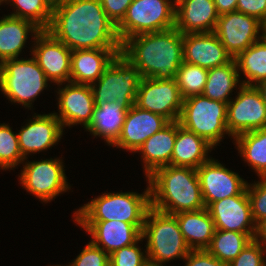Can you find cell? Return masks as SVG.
<instances>
[{
    "instance_id": "obj_1",
    "label": "cell",
    "mask_w": 266,
    "mask_h": 266,
    "mask_svg": "<svg viewBox=\"0 0 266 266\" xmlns=\"http://www.w3.org/2000/svg\"><path fill=\"white\" fill-rule=\"evenodd\" d=\"M47 31L72 51L122 48L116 25L100 0H64L54 5Z\"/></svg>"
},
{
    "instance_id": "obj_2",
    "label": "cell",
    "mask_w": 266,
    "mask_h": 266,
    "mask_svg": "<svg viewBox=\"0 0 266 266\" xmlns=\"http://www.w3.org/2000/svg\"><path fill=\"white\" fill-rule=\"evenodd\" d=\"M121 53L142 78L175 79L183 63V34L176 27L139 34L122 43Z\"/></svg>"
},
{
    "instance_id": "obj_3",
    "label": "cell",
    "mask_w": 266,
    "mask_h": 266,
    "mask_svg": "<svg viewBox=\"0 0 266 266\" xmlns=\"http://www.w3.org/2000/svg\"><path fill=\"white\" fill-rule=\"evenodd\" d=\"M151 207L168 213L197 211L205 208L195 168L164 166L147 177Z\"/></svg>"
},
{
    "instance_id": "obj_4",
    "label": "cell",
    "mask_w": 266,
    "mask_h": 266,
    "mask_svg": "<svg viewBox=\"0 0 266 266\" xmlns=\"http://www.w3.org/2000/svg\"><path fill=\"white\" fill-rule=\"evenodd\" d=\"M142 193H104L74 212L75 221H122L135 227H143L151 207L150 187Z\"/></svg>"
},
{
    "instance_id": "obj_5",
    "label": "cell",
    "mask_w": 266,
    "mask_h": 266,
    "mask_svg": "<svg viewBox=\"0 0 266 266\" xmlns=\"http://www.w3.org/2000/svg\"><path fill=\"white\" fill-rule=\"evenodd\" d=\"M142 238L149 260L164 264L170 260L185 259L191 249L187 246L174 214L150 207L143 225Z\"/></svg>"
},
{
    "instance_id": "obj_6",
    "label": "cell",
    "mask_w": 266,
    "mask_h": 266,
    "mask_svg": "<svg viewBox=\"0 0 266 266\" xmlns=\"http://www.w3.org/2000/svg\"><path fill=\"white\" fill-rule=\"evenodd\" d=\"M49 80L36 59H8L0 64V91L12 103L31 110L36 97L48 87Z\"/></svg>"
},
{
    "instance_id": "obj_7",
    "label": "cell",
    "mask_w": 266,
    "mask_h": 266,
    "mask_svg": "<svg viewBox=\"0 0 266 266\" xmlns=\"http://www.w3.org/2000/svg\"><path fill=\"white\" fill-rule=\"evenodd\" d=\"M227 105L202 94L188 97L183 100L178 122L214 147L225 134L231 136L227 130Z\"/></svg>"
},
{
    "instance_id": "obj_8",
    "label": "cell",
    "mask_w": 266,
    "mask_h": 266,
    "mask_svg": "<svg viewBox=\"0 0 266 266\" xmlns=\"http://www.w3.org/2000/svg\"><path fill=\"white\" fill-rule=\"evenodd\" d=\"M141 78L137 67L122 53L116 55L103 75L91 84L95 106L116 102L129 110L135 104Z\"/></svg>"
},
{
    "instance_id": "obj_9",
    "label": "cell",
    "mask_w": 266,
    "mask_h": 266,
    "mask_svg": "<svg viewBox=\"0 0 266 266\" xmlns=\"http://www.w3.org/2000/svg\"><path fill=\"white\" fill-rule=\"evenodd\" d=\"M175 27V0H133L116 26L121 43L133 36Z\"/></svg>"
},
{
    "instance_id": "obj_10",
    "label": "cell",
    "mask_w": 266,
    "mask_h": 266,
    "mask_svg": "<svg viewBox=\"0 0 266 266\" xmlns=\"http://www.w3.org/2000/svg\"><path fill=\"white\" fill-rule=\"evenodd\" d=\"M20 174L22 187L44 203L52 201L60 193L70 189L63 161L60 158L30 162L28 160L23 165Z\"/></svg>"
},
{
    "instance_id": "obj_11",
    "label": "cell",
    "mask_w": 266,
    "mask_h": 266,
    "mask_svg": "<svg viewBox=\"0 0 266 266\" xmlns=\"http://www.w3.org/2000/svg\"><path fill=\"white\" fill-rule=\"evenodd\" d=\"M227 105V130L231 137L266 128V104L256 86L239 85Z\"/></svg>"
},
{
    "instance_id": "obj_12",
    "label": "cell",
    "mask_w": 266,
    "mask_h": 266,
    "mask_svg": "<svg viewBox=\"0 0 266 266\" xmlns=\"http://www.w3.org/2000/svg\"><path fill=\"white\" fill-rule=\"evenodd\" d=\"M183 100L175 79L141 78L135 105L169 121H178Z\"/></svg>"
},
{
    "instance_id": "obj_13",
    "label": "cell",
    "mask_w": 266,
    "mask_h": 266,
    "mask_svg": "<svg viewBox=\"0 0 266 266\" xmlns=\"http://www.w3.org/2000/svg\"><path fill=\"white\" fill-rule=\"evenodd\" d=\"M260 32L262 22L238 11L220 15L214 31L232 58L260 40Z\"/></svg>"
},
{
    "instance_id": "obj_14",
    "label": "cell",
    "mask_w": 266,
    "mask_h": 266,
    "mask_svg": "<svg viewBox=\"0 0 266 266\" xmlns=\"http://www.w3.org/2000/svg\"><path fill=\"white\" fill-rule=\"evenodd\" d=\"M33 40L31 56L36 59L47 79L59 87L70 82L72 50L47 30H42Z\"/></svg>"
},
{
    "instance_id": "obj_15",
    "label": "cell",
    "mask_w": 266,
    "mask_h": 266,
    "mask_svg": "<svg viewBox=\"0 0 266 266\" xmlns=\"http://www.w3.org/2000/svg\"><path fill=\"white\" fill-rule=\"evenodd\" d=\"M205 207L227 197L240 195L247 186V181L218 160L210 158L196 169Z\"/></svg>"
},
{
    "instance_id": "obj_16",
    "label": "cell",
    "mask_w": 266,
    "mask_h": 266,
    "mask_svg": "<svg viewBox=\"0 0 266 266\" xmlns=\"http://www.w3.org/2000/svg\"><path fill=\"white\" fill-rule=\"evenodd\" d=\"M207 209L215 229L246 233L254 239L256 224L246 189L240 195L213 202Z\"/></svg>"
},
{
    "instance_id": "obj_17",
    "label": "cell",
    "mask_w": 266,
    "mask_h": 266,
    "mask_svg": "<svg viewBox=\"0 0 266 266\" xmlns=\"http://www.w3.org/2000/svg\"><path fill=\"white\" fill-rule=\"evenodd\" d=\"M64 83L57 88L59 113L53 114L60 120L63 128L82 124L84 129L90 124L95 108L94 95L89 84Z\"/></svg>"
},
{
    "instance_id": "obj_18",
    "label": "cell",
    "mask_w": 266,
    "mask_h": 266,
    "mask_svg": "<svg viewBox=\"0 0 266 266\" xmlns=\"http://www.w3.org/2000/svg\"><path fill=\"white\" fill-rule=\"evenodd\" d=\"M63 130L60 120L53 113H35L17 133L23 158L27 160L29 154L42 152L56 145L63 136Z\"/></svg>"
},
{
    "instance_id": "obj_19",
    "label": "cell",
    "mask_w": 266,
    "mask_h": 266,
    "mask_svg": "<svg viewBox=\"0 0 266 266\" xmlns=\"http://www.w3.org/2000/svg\"><path fill=\"white\" fill-rule=\"evenodd\" d=\"M91 235V242L108 255L115 250L143 241V227L122 221H74Z\"/></svg>"
},
{
    "instance_id": "obj_20",
    "label": "cell",
    "mask_w": 266,
    "mask_h": 266,
    "mask_svg": "<svg viewBox=\"0 0 266 266\" xmlns=\"http://www.w3.org/2000/svg\"><path fill=\"white\" fill-rule=\"evenodd\" d=\"M169 122L164 116L140 109L134 104L127 110L121 134L112 147L135 153L150 136Z\"/></svg>"
},
{
    "instance_id": "obj_21",
    "label": "cell",
    "mask_w": 266,
    "mask_h": 266,
    "mask_svg": "<svg viewBox=\"0 0 266 266\" xmlns=\"http://www.w3.org/2000/svg\"><path fill=\"white\" fill-rule=\"evenodd\" d=\"M233 58L214 32L183 34V61L212 69Z\"/></svg>"
},
{
    "instance_id": "obj_22",
    "label": "cell",
    "mask_w": 266,
    "mask_h": 266,
    "mask_svg": "<svg viewBox=\"0 0 266 266\" xmlns=\"http://www.w3.org/2000/svg\"><path fill=\"white\" fill-rule=\"evenodd\" d=\"M218 18L214 0H175V27L182 34L214 32Z\"/></svg>"
},
{
    "instance_id": "obj_23",
    "label": "cell",
    "mask_w": 266,
    "mask_h": 266,
    "mask_svg": "<svg viewBox=\"0 0 266 266\" xmlns=\"http://www.w3.org/2000/svg\"><path fill=\"white\" fill-rule=\"evenodd\" d=\"M120 53L121 48L72 51L70 82L91 85L103 75L109 63Z\"/></svg>"
},
{
    "instance_id": "obj_24",
    "label": "cell",
    "mask_w": 266,
    "mask_h": 266,
    "mask_svg": "<svg viewBox=\"0 0 266 266\" xmlns=\"http://www.w3.org/2000/svg\"><path fill=\"white\" fill-rule=\"evenodd\" d=\"M177 135V121H170L150 136L136 152L142 153L146 178L156 169L171 165V156Z\"/></svg>"
},
{
    "instance_id": "obj_25",
    "label": "cell",
    "mask_w": 266,
    "mask_h": 266,
    "mask_svg": "<svg viewBox=\"0 0 266 266\" xmlns=\"http://www.w3.org/2000/svg\"><path fill=\"white\" fill-rule=\"evenodd\" d=\"M42 30L31 21L5 15L0 19V64L19 57L31 33L33 39Z\"/></svg>"
},
{
    "instance_id": "obj_26",
    "label": "cell",
    "mask_w": 266,
    "mask_h": 266,
    "mask_svg": "<svg viewBox=\"0 0 266 266\" xmlns=\"http://www.w3.org/2000/svg\"><path fill=\"white\" fill-rule=\"evenodd\" d=\"M213 148L215 147L204 138L185 129L177 121V135L171 156V165L197 169L210 159L208 152H211Z\"/></svg>"
},
{
    "instance_id": "obj_27",
    "label": "cell",
    "mask_w": 266,
    "mask_h": 266,
    "mask_svg": "<svg viewBox=\"0 0 266 266\" xmlns=\"http://www.w3.org/2000/svg\"><path fill=\"white\" fill-rule=\"evenodd\" d=\"M181 233L191 250L207 249L215 232L214 221L205 207L197 211L175 214Z\"/></svg>"
},
{
    "instance_id": "obj_28",
    "label": "cell",
    "mask_w": 266,
    "mask_h": 266,
    "mask_svg": "<svg viewBox=\"0 0 266 266\" xmlns=\"http://www.w3.org/2000/svg\"><path fill=\"white\" fill-rule=\"evenodd\" d=\"M126 113L127 109L116 102L95 106L91 122L85 129L95 137H103L112 146L121 134Z\"/></svg>"
},
{
    "instance_id": "obj_29",
    "label": "cell",
    "mask_w": 266,
    "mask_h": 266,
    "mask_svg": "<svg viewBox=\"0 0 266 266\" xmlns=\"http://www.w3.org/2000/svg\"><path fill=\"white\" fill-rule=\"evenodd\" d=\"M236 60L233 58L230 62L208 69L207 81L202 95L224 103L231 99L229 95L240 83V77ZM239 83V84H238Z\"/></svg>"
},
{
    "instance_id": "obj_30",
    "label": "cell",
    "mask_w": 266,
    "mask_h": 266,
    "mask_svg": "<svg viewBox=\"0 0 266 266\" xmlns=\"http://www.w3.org/2000/svg\"><path fill=\"white\" fill-rule=\"evenodd\" d=\"M233 139L243 160L259 178H266V128L244 132Z\"/></svg>"
},
{
    "instance_id": "obj_31",
    "label": "cell",
    "mask_w": 266,
    "mask_h": 266,
    "mask_svg": "<svg viewBox=\"0 0 266 266\" xmlns=\"http://www.w3.org/2000/svg\"><path fill=\"white\" fill-rule=\"evenodd\" d=\"M239 75L243 73L242 85L256 86L266 80V41L261 38L236 58ZM241 72V73H240Z\"/></svg>"
},
{
    "instance_id": "obj_32",
    "label": "cell",
    "mask_w": 266,
    "mask_h": 266,
    "mask_svg": "<svg viewBox=\"0 0 266 266\" xmlns=\"http://www.w3.org/2000/svg\"><path fill=\"white\" fill-rule=\"evenodd\" d=\"M251 240L253 239L246 233L216 229L206 250L221 262L229 264Z\"/></svg>"
},
{
    "instance_id": "obj_33",
    "label": "cell",
    "mask_w": 266,
    "mask_h": 266,
    "mask_svg": "<svg viewBox=\"0 0 266 266\" xmlns=\"http://www.w3.org/2000/svg\"><path fill=\"white\" fill-rule=\"evenodd\" d=\"M14 12L10 16L34 23L41 30H47L52 19L53 5L49 0H5ZM16 9V10H15Z\"/></svg>"
},
{
    "instance_id": "obj_34",
    "label": "cell",
    "mask_w": 266,
    "mask_h": 266,
    "mask_svg": "<svg viewBox=\"0 0 266 266\" xmlns=\"http://www.w3.org/2000/svg\"><path fill=\"white\" fill-rule=\"evenodd\" d=\"M208 69L183 61L175 76L183 99L203 93L207 81Z\"/></svg>"
},
{
    "instance_id": "obj_35",
    "label": "cell",
    "mask_w": 266,
    "mask_h": 266,
    "mask_svg": "<svg viewBox=\"0 0 266 266\" xmlns=\"http://www.w3.org/2000/svg\"><path fill=\"white\" fill-rule=\"evenodd\" d=\"M23 162L17 133L14 134L8 124L0 123V169L12 170Z\"/></svg>"
},
{
    "instance_id": "obj_36",
    "label": "cell",
    "mask_w": 266,
    "mask_h": 266,
    "mask_svg": "<svg viewBox=\"0 0 266 266\" xmlns=\"http://www.w3.org/2000/svg\"><path fill=\"white\" fill-rule=\"evenodd\" d=\"M246 191L249 196L252 217L257 225L266 219V178H260L254 183H247Z\"/></svg>"
},
{
    "instance_id": "obj_37",
    "label": "cell",
    "mask_w": 266,
    "mask_h": 266,
    "mask_svg": "<svg viewBox=\"0 0 266 266\" xmlns=\"http://www.w3.org/2000/svg\"><path fill=\"white\" fill-rule=\"evenodd\" d=\"M136 242L132 245L115 250L109 255V266H141L147 259Z\"/></svg>"
},
{
    "instance_id": "obj_38",
    "label": "cell",
    "mask_w": 266,
    "mask_h": 266,
    "mask_svg": "<svg viewBox=\"0 0 266 266\" xmlns=\"http://www.w3.org/2000/svg\"><path fill=\"white\" fill-rule=\"evenodd\" d=\"M265 253L266 248L253 239L228 266H266Z\"/></svg>"
},
{
    "instance_id": "obj_39",
    "label": "cell",
    "mask_w": 266,
    "mask_h": 266,
    "mask_svg": "<svg viewBox=\"0 0 266 266\" xmlns=\"http://www.w3.org/2000/svg\"><path fill=\"white\" fill-rule=\"evenodd\" d=\"M68 266H109V255L89 242Z\"/></svg>"
},
{
    "instance_id": "obj_40",
    "label": "cell",
    "mask_w": 266,
    "mask_h": 266,
    "mask_svg": "<svg viewBox=\"0 0 266 266\" xmlns=\"http://www.w3.org/2000/svg\"><path fill=\"white\" fill-rule=\"evenodd\" d=\"M133 0H100L108 18L117 26L124 18Z\"/></svg>"
},
{
    "instance_id": "obj_41",
    "label": "cell",
    "mask_w": 266,
    "mask_h": 266,
    "mask_svg": "<svg viewBox=\"0 0 266 266\" xmlns=\"http://www.w3.org/2000/svg\"><path fill=\"white\" fill-rule=\"evenodd\" d=\"M185 260V266H228L211 255L206 249L191 250Z\"/></svg>"
},
{
    "instance_id": "obj_42",
    "label": "cell",
    "mask_w": 266,
    "mask_h": 266,
    "mask_svg": "<svg viewBox=\"0 0 266 266\" xmlns=\"http://www.w3.org/2000/svg\"><path fill=\"white\" fill-rule=\"evenodd\" d=\"M236 11L266 21V0H238Z\"/></svg>"
},
{
    "instance_id": "obj_43",
    "label": "cell",
    "mask_w": 266,
    "mask_h": 266,
    "mask_svg": "<svg viewBox=\"0 0 266 266\" xmlns=\"http://www.w3.org/2000/svg\"><path fill=\"white\" fill-rule=\"evenodd\" d=\"M238 0H214L217 13L220 15L236 11Z\"/></svg>"
},
{
    "instance_id": "obj_44",
    "label": "cell",
    "mask_w": 266,
    "mask_h": 266,
    "mask_svg": "<svg viewBox=\"0 0 266 266\" xmlns=\"http://www.w3.org/2000/svg\"><path fill=\"white\" fill-rule=\"evenodd\" d=\"M254 239L266 248V219L256 225Z\"/></svg>"
},
{
    "instance_id": "obj_45",
    "label": "cell",
    "mask_w": 266,
    "mask_h": 266,
    "mask_svg": "<svg viewBox=\"0 0 266 266\" xmlns=\"http://www.w3.org/2000/svg\"><path fill=\"white\" fill-rule=\"evenodd\" d=\"M256 88L260 91L262 99H263L264 103L266 104V80L258 83L256 85Z\"/></svg>"
},
{
    "instance_id": "obj_46",
    "label": "cell",
    "mask_w": 266,
    "mask_h": 266,
    "mask_svg": "<svg viewBox=\"0 0 266 266\" xmlns=\"http://www.w3.org/2000/svg\"><path fill=\"white\" fill-rule=\"evenodd\" d=\"M141 266H163V264H159L147 259Z\"/></svg>"
},
{
    "instance_id": "obj_47",
    "label": "cell",
    "mask_w": 266,
    "mask_h": 266,
    "mask_svg": "<svg viewBox=\"0 0 266 266\" xmlns=\"http://www.w3.org/2000/svg\"><path fill=\"white\" fill-rule=\"evenodd\" d=\"M262 38L266 41V21L262 23Z\"/></svg>"
},
{
    "instance_id": "obj_48",
    "label": "cell",
    "mask_w": 266,
    "mask_h": 266,
    "mask_svg": "<svg viewBox=\"0 0 266 266\" xmlns=\"http://www.w3.org/2000/svg\"><path fill=\"white\" fill-rule=\"evenodd\" d=\"M49 1H50L51 4L54 6V5L58 4V3L63 2L64 0H49Z\"/></svg>"
},
{
    "instance_id": "obj_49",
    "label": "cell",
    "mask_w": 266,
    "mask_h": 266,
    "mask_svg": "<svg viewBox=\"0 0 266 266\" xmlns=\"http://www.w3.org/2000/svg\"><path fill=\"white\" fill-rule=\"evenodd\" d=\"M3 2L6 3L5 0H0V5H2Z\"/></svg>"
}]
</instances>
